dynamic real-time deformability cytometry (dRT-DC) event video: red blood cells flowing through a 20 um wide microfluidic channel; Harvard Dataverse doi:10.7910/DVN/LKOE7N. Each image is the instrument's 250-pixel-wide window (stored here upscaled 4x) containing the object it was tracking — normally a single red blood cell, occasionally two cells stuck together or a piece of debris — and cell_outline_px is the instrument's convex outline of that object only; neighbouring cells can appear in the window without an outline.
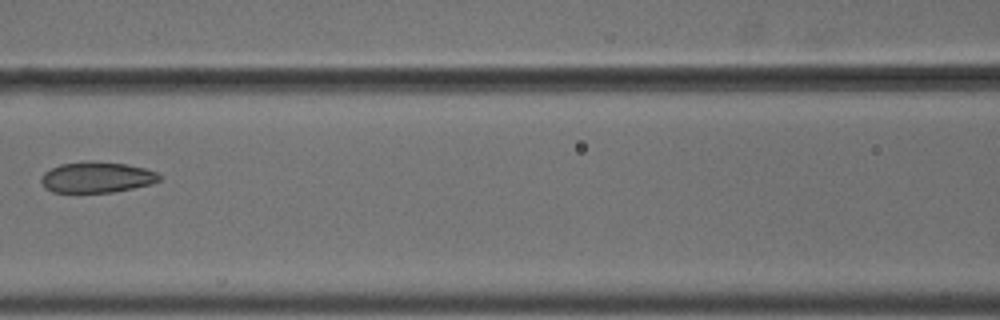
{"species": "common noctule bat (a hibernating species)", "species_latin": "Nyctalus noctula", "temperature_condition": "cold", "stored_images_in_passage": 7, "camera_frame_rate_fps": 3000, "um_per_image_px": 0.085, "animal": {"sex": "male", "body_mass_g": 18.8}, "frame": {"image": 1, "passage_image": 7, "time_ms": 2.0, "image_size_px": [1000, 320], "cell_outline_px": [[160, 180], [152, 184], [112, 192], [52, 192], [44, 188], [40, 180], [44, 172], [60, 164], [92, 160], [128, 164], [144, 168], [156, 172], [160, 176]], "centroid_in_image_um": [8.21, 15.06], "position_along_channel_um": 158.4, "area_um2": 21.33}}